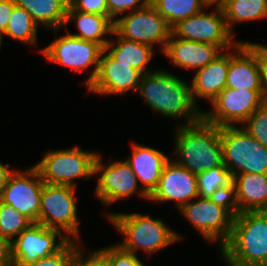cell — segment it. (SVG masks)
<instances>
[{"mask_svg": "<svg viewBox=\"0 0 267 266\" xmlns=\"http://www.w3.org/2000/svg\"><path fill=\"white\" fill-rule=\"evenodd\" d=\"M137 92L151 110L169 118H182L185 125L202 118L187 82L164 70L142 74Z\"/></svg>", "mask_w": 267, "mask_h": 266, "instance_id": "cell-1", "label": "cell"}, {"mask_svg": "<svg viewBox=\"0 0 267 266\" xmlns=\"http://www.w3.org/2000/svg\"><path fill=\"white\" fill-rule=\"evenodd\" d=\"M176 127L174 162L195 175L214 167H225L220 127L203 118L193 124Z\"/></svg>", "mask_w": 267, "mask_h": 266, "instance_id": "cell-2", "label": "cell"}, {"mask_svg": "<svg viewBox=\"0 0 267 266\" xmlns=\"http://www.w3.org/2000/svg\"><path fill=\"white\" fill-rule=\"evenodd\" d=\"M219 251L228 266H263L267 262V220L259 212L235 213L231 236Z\"/></svg>", "mask_w": 267, "mask_h": 266, "instance_id": "cell-3", "label": "cell"}, {"mask_svg": "<svg viewBox=\"0 0 267 266\" xmlns=\"http://www.w3.org/2000/svg\"><path fill=\"white\" fill-rule=\"evenodd\" d=\"M106 216L124 236L123 242L118 245L135 255L139 249L152 255L182 240V235L169 228L161 219L151 218L149 214L111 212Z\"/></svg>", "mask_w": 267, "mask_h": 266, "instance_id": "cell-4", "label": "cell"}, {"mask_svg": "<svg viewBox=\"0 0 267 266\" xmlns=\"http://www.w3.org/2000/svg\"><path fill=\"white\" fill-rule=\"evenodd\" d=\"M190 201L179 211L209 242H219L221 248L232 233L235 212L231 197L207 198Z\"/></svg>", "mask_w": 267, "mask_h": 266, "instance_id": "cell-5", "label": "cell"}, {"mask_svg": "<svg viewBox=\"0 0 267 266\" xmlns=\"http://www.w3.org/2000/svg\"><path fill=\"white\" fill-rule=\"evenodd\" d=\"M223 161L232 178L242 173L267 174V148L243 127L220 128Z\"/></svg>", "mask_w": 267, "mask_h": 266, "instance_id": "cell-6", "label": "cell"}, {"mask_svg": "<svg viewBox=\"0 0 267 266\" xmlns=\"http://www.w3.org/2000/svg\"><path fill=\"white\" fill-rule=\"evenodd\" d=\"M98 152L81 150L74 146L69 149L51 150L33 165L39 172L44 183L77 187L73 179L92 178L94 163Z\"/></svg>", "mask_w": 267, "mask_h": 266, "instance_id": "cell-7", "label": "cell"}, {"mask_svg": "<svg viewBox=\"0 0 267 266\" xmlns=\"http://www.w3.org/2000/svg\"><path fill=\"white\" fill-rule=\"evenodd\" d=\"M75 187L44 183L38 223L64 232L69 240L79 241Z\"/></svg>", "mask_w": 267, "mask_h": 266, "instance_id": "cell-8", "label": "cell"}, {"mask_svg": "<svg viewBox=\"0 0 267 266\" xmlns=\"http://www.w3.org/2000/svg\"><path fill=\"white\" fill-rule=\"evenodd\" d=\"M105 49L92 41H86L69 33L54 39L47 47L40 50L48 61L69 67L75 72L95 66L85 81L86 87L95 80L100 59Z\"/></svg>", "mask_w": 267, "mask_h": 266, "instance_id": "cell-9", "label": "cell"}, {"mask_svg": "<svg viewBox=\"0 0 267 266\" xmlns=\"http://www.w3.org/2000/svg\"><path fill=\"white\" fill-rule=\"evenodd\" d=\"M214 12H204V9L186 19L180 20L171 27V34L184 40L208 43L217 46L221 51L234 47L232 34L226 25L220 6H215Z\"/></svg>", "mask_w": 267, "mask_h": 266, "instance_id": "cell-10", "label": "cell"}, {"mask_svg": "<svg viewBox=\"0 0 267 266\" xmlns=\"http://www.w3.org/2000/svg\"><path fill=\"white\" fill-rule=\"evenodd\" d=\"M114 31L124 39L144 43L153 48L158 43L162 52L171 35V27L150 3L116 18Z\"/></svg>", "mask_w": 267, "mask_h": 266, "instance_id": "cell-11", "label": "cell"}, {"mask_svg": "<svg viewBox=\"0 0 267 266\" xmlns=\"http://www.w3.org/2000/svg\"><path fill=\"white\" fill-rule=\"evenodd\" d=\"M263 90H235L225 88L211 102L209 112L202 111V118L218 127L243 124L263 103Z\"/></svg>", "mask_w": 267, "mask_h": 266, "instance_id": "cell-12", "label": "cell"}, {"mask_svg": "<svg viewBox=\"0 0 267 266\" xmlns=\"http://www.w3.org/2000/svg\"><path fill=\"white\" fill-rule=\"evenodd\" d=\"M101 157L98 153L94 163V174L101 173L96 185L95 196L102 204L107 206L135 193L149 200V195L143 188H139L137 193L139 186L137 177L125 160L110 162L106 166Z\"/></svg>", "mask_w": 267, "mask_h": 266, "instance_id": "cell-13", "label": "cell"}, {"mask_svg": "<svg viewBox=\"0 0 267 266\" xmlns=\"http://www.w3.org/2000/svg\"><path fill=\"white\" fill-rule=\"evenodd\" d=\"M43 186L44 182L34 166L25 171L15 170L1 190L0 201L38 223Z\"/></svg>", "mask_w": 267, "mask_h": 266, "instance_id": "cell-14", "label": "cell"}, {"mask_svg": "<svg viewBox=\"0 0 267 266\" xmlns=\"http://www.w3.org/2000/svg\"><path fill=\"white\" fill-rule=\"evenodd\" d=\"M56 237L59 241L56 242ZM70 240L60 230L32 223L12 244L13 265H25L60 251Z\"/></svg>", "mask_w": 267, "mask_h": 266, "instance_id": "cell-15", "label": "cell"}, {"mask_svg": "<svg viewBox=\"0 0 267 266\" xmlns=\"http://www.w3.org/2000/svg\"><path fill=\"white\" fill-rule=\"evenodd\" d=\"M197 175L192 174L174 161L165 165L157 187L149 195V200L158 203L174 201L178 210L186 203L198 198Z\"/></svg>", "mask_w": 267, "mask_h": 266, "instance_id": "cell-16", "label": "cell"}, {"mask_svg": "<svg viewBox=\"0 0 267 266\" xmlns=\"http://www.w3.org/2000/svg\"><path fill=\"white\" fill-rule=\"evenodd\" d=\"M106 52V54H104ZM142 73L135 68L114 60L103 51L95 80L87 88L97 94H125L138 89Z\"/></svg>", "mask_w": 267, "mask_h": 266, "instance_id": "cell-17", "label": "cell"}, {"mask_svg": "<svg viewBox=\"0 0 267 266\" xmlns=\"http://www.w3.org/2000/svg\"><path fill=\"white\" fill-rule=\"evenodd\" d=\"M226 88L235 90H262L257 55L247 44V41H238L230 49Z\"/></svg>", "mask_w": 267, "mask_h": 266, "instance_id": "cell-18", "label": "cell"}, {"mask_svg": "<svg viewBox=\"0 0 267 266\" xmlns=\"http://www.w3.org/2000/svg\"><path fill=\"white\" fill-rule=\"evenodd\" d=\"M231 201L235 213L267 209V174L235 175L232 182Z\"/></svg>", "mask_w": 267, "mask_h": 266, "instance_id": "cell-19", "label": "cell"}, {"mask_svg": "<svg viewBox=\"0 0 267 266\" xmlns=\"http://www.w3.org/2000/svg\"><path fill=\"white\" fill-rule=\"evenodd\" d=\"M229 62L230 49L222 51L205 67L196 70L189 84L195 104L197 98L209 100L211 103L226 88Z\"/></svg>", "mask_w": 267, "mask_h": 266, "instance_id": "cell-20", "label": "cell"}, {"mask_svg": "<svg viewBox=\"0 0 267 266\" xmlns=\"http://www.w3.org/2000/svg\"><path fill=\"white\" fill-rule=\"evenodd\" d=\"M132 155L125 161L129 164L143 190L150 195L157 187L168 158L153 147L132 142Z\"/></svg>", "mask_w": 267, "mask_h": 266, "instance_id": "cell-21", "label": "cell"}, {"mask_svg": "<svg viewBox=\"0 0 267 266\" xmlns=\"http://www.w3.org/2000/svg\"><path fill=\"white\" fill-rule=\"evenodd\" d=\"M222 51L215 45L169 37L164 54L176 66L184 69H201Z\"/></svg>", "mask_w": 267, "mask_h": 266, "instance_id": "cell-22", "label": "cell"}, {"mask_svg": "<svg viewBox=\"0 0 267 266\" xmlns=\"http://www.w3.org/2000/svg\"><path fill=\"white\" fill-rule=\"evenodd\" d=\"M72 20L76 21L78 33L73 34L69 30H67V33L80 39L100 44L105 49L106 44L110 41L105 37L111 35L114 30V23L107 16L75 11L69 5L65 26Z\"/></svg>", "mask_w": 267, "mask_h": 266, "instance_id": "cell-23", "label": "cell"}, {"mask_svg": "<svg viewBox=\"0 0 267 266\" xmlns=\"http://www.w3.org/2000/svg\"><path fill=\"white\" fill-rule=\"evenodd\" d=\"M111 35L117 36V45L111 39L106 44L105 51H108V54L114 60L129 65V67L137 69L142 74L152 72V70H147V64L154 54L153 47L144 43L124 39L114 30Z\"/></svg>", "mask_w": 267, "mask_h": 266, "instance_id": "cell-24", "label": "cell"}, {"mask_svg": "<svg viewBox=\"0 0 267 266\" xmlns=\"http://www.w3.org/2000/svg\"><path fill=\"white\" fill-rule=\"evenodd\" d=\"M15 4L24 8L37 23L50 30L57 31L65 26L69 0H15Z\"/></svg>", "mask_w": 267, "mask_h": 266, "instance_id": "cell-25", "label": "cell"}, {"mask_svg": "<svg viewBox=\"0 0 267 266\" xmlns=\"http://www.w3.org/2000/svg\"><path fill=\"white\" fill-rule=\"evenodd\" d=\"M220 7L232 34L235 23L267 18V0H226Z\"/></svg>", "mask_w": 267, "mask_h": 266, "instance_id": "cell-26", "label": "cell"}, {"mask_svg": "<svg viewBox=\"0 0 267 266\" xmlns=\"http://www.w3.org/2000/svg\"><path fill=\"white\" fill-rule=\"evenodd\" d=\"M201 197H231L233 178L226 167H214L197 175Z\"/></svg>", "mask_w": 267, "mask_h": 266, "instance_id": "cell-27", "label": "cell"}, {"mask_svg": "<svg viewBox=\"0 0 267 266\" xmlns=\"http://www.w3.org/2000/svg\"><path fill=\"white\" fill-rule=\"evenodd\" d=\"M149 3L166 20L170 27L180 20L210 7L205 0H149Z\"/></svg>", "mask_w": 267, "mask_h": 266, "instance_id": "cell-28", "label": "cell"}, {"mask_svg": "<svg viewBox=\"0 0 267 266\" xmlns=\"http://www.w3.org/2000/svg\"><path fill=\"white\" fill-rule=\"evenodd\" d=\"M38 27L32 16L24 8L15 5L8 26L2 36L6 35L23 44L35 46L37 44Z\"/></svg>", "mask_w": 267, "mask_h": 266, "instance_id": "cell-29", "label": "cell"}, {"mask_svg": "<svg viewBox=\"0 0 267 266\" xmlns=\"http://www.w3.org/2000/svg\"><path fill=\"white\" fill-rule=\"evenodd\" d=\"M33 222L11 205L0 201V235L11 243Z\"/></svg>", "mask_w": 267, "mask_h": 266, "instance_id": "cell-30", "label": "cell"}, {"mask_svg": "<svg viewBox=\"0 0 267 266\" xmlns=\"http://www.w3.org/2000/svg\"><path fill=\"white\" fill-rule=\"evenodd\" d=\"M107 266H145L137 255L125 251L118 244L95 250Z\"/></svg>", "mask_w": 267, "mask_h": 266, "instance_id": "cell-31", "label": "cell"}, {"mask_svg": "<svg viewBox=\"0 0 267 266\" xmlns=\"http://www.w3.org/2000/svg\"><path fill=\"white\" fill-rule=\"evenodd\" d=\"M242 127L267 148V102L265 101L243 124Z\"/></svg>", "mask_w": 267, "mask_h": 266, "instance_id": "cell-32", "label": "cell"}, {"mask_svg": "<svg viewBox=\"0 0 267 266\" xmlns=\"http://www.w3.org/2000/svg\"><path fill=\"white\" fill-rule=\"evenodd\" d=\"M79 244L78 241L70 240L60 251L53 255L25 265L12 266H71L73 258L81 248Z\"/></svg>", "mask_w": 267, "mask_h": 266, "instance_id": "cell-33", "label": "cell"}, {"mask_svg": "<svg viewBox=\"0 0 267 266\" xmlns=\"http://www.w3.org/2000/svg\"><path fill=\"white\" fill-rule=\"evenodd\" d=\"M148 3L149 0H107L109 19L114 23L120 14L141 9Z\"/></svg>", "mask_w": 267, "mask_h": 266, "instance_id": "cell-34", "label": "cell"}, {"mask_svg": "<svg viewBox=\"0 0 267 266\" xmlns=\"http://www.w3.org/2000/svg\"><path fill=\"white\" fill-rule=\"evenodd\" d=\"M75 11L99 14L109 18L107 0H69Z\"/></svg>", "mask_w": 267, "mask_h": 266, "instance_id": "cell-35", "label": "cell"}, {"mask_svg": "<svg viewBox=\"0 0 267 266\" xmlns=\"http://www.w3.org/2000/svg\"><path fill=\"white\" fill-rule=\"evenodd\" d=\"M247 44L256 52L261 74L263 97L267 102V45H262L260 43H249L248 41Z\"/></svg>", "mask_w": 267, "mask_h": 266, "instance_id": "cell-36", "label": "cell"}, {"mask_svg": "<svg viewBox=\"0 0 267 266\" xmlns=\"http://www.w3.org/2000/svg\"><path fill=\"white\" fill-rule=\"evenodd\" d=\"M71 266H107L104 259L96 252L91 251L88 256L85 255L83 249H79L73 258Z\"/></svg>", "mask_w": 267, "mask_h": 266, "instance_id": "cell-37", "label": "cell"}, {"mask_svg": "<svg viewBox=\"0 0 267 266\" xmlns=\"http://www.w3.org/2000/svg\"><path fill=\"white\" fill-rule=\"evenodd\" d=\"M15 0H0V33L3 34L8 26Z\"/></svg>", "mask_w": 267, "mask_h": 266, "instance_id": "cell-38", "label": "cell"}, {"mask_svg": "<svg viewBox=\"0 0 267 266\" xmlns=\"http://www.w3.org/2000/svg\"><path fill=\"white\" fill-rule=\"evenodd\" d=\"M12 244L11 242L0 235V266H12Z\"/></svg>", "mask_w": 267, "mask_h": 266, "instance_id": "cell-39", "label": "cell"}, {"mask_svg": "<svg viewBox=\"0 0 267 266\" xmlns=\"http://www.w3.org/2000/svg\"><path fill=\"white\" fill-rule=\"evenodd\" d=\"M15 170L10 169V164H3L0 162V194L2 188L6 185L10 175L14 172Z\"/></svg>", "mask_w": 267, "mask_h": 266, "instance_id": "cell-40", "label": "cell"}, {"mask_svg": "<svg viewBox=\"0 0 267 266\" xmlns=\"http://www.w3.org/2000/svg\"><path fill=\"white\" fill-rule=\"evenodd\" d=\"M226 0H205L208 6H221Z\"/></svg>", "mask_w": 267, "mask_h": 266, "instance_id": "cell-41", "label": "cell"}, {"mask_svg": "<svg viewBox=\"0 0 267 266\" xmlns=\"http://www.w3.org/2000/svg\"><path fill=\"white\" fill-rule=\"evenodd\" d=\"M267 220V209L258 211Z\"/></svg>", "mask_w": 267, "mask_h": 266, "instance_id": "cell-42", "label": "cell"}, {"mask_svg": "<svg viewBox=\"0 0 267 266\" xmlns=\"http://www.w3.org/2000/svg\"><path fill=\"white\" fill-rule=\"evenodd\" d=\"M2 40H3V36H2V34L0 33V50H1Z\"/></svg>", "mask_w": 267, "mask_h": 266, "instance_id": "cell-43", "label": "cell"}]
</instances>
